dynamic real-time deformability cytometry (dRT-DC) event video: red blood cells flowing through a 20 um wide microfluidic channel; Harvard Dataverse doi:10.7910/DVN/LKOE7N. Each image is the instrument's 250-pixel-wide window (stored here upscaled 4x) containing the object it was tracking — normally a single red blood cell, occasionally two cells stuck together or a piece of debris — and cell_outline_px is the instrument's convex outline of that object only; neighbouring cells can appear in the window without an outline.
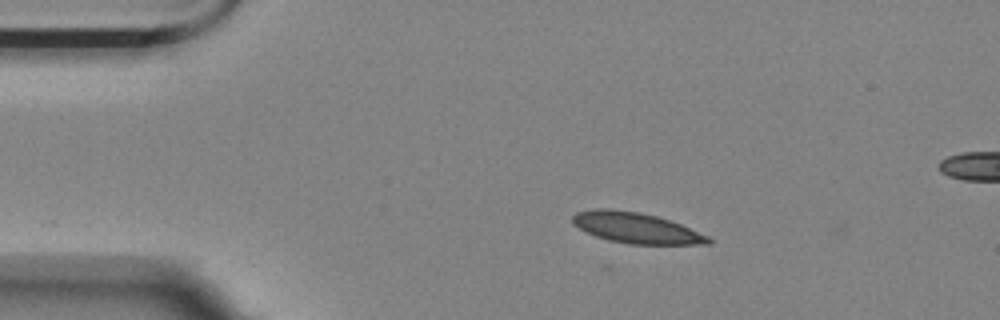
{"species": "Egyptian fruit bat (a non-hibernating species)", "species_latin": "Rousettus aegyptiacus", "temperature_condition": "room temperature", "stored_images_in_passage": 26, "camera_frame_rate_fps": 3000, "um_per_image_px": 0.085, "animal": {"sex": "female"}, "frame": {"image": 1, "passage_image": 1, "time_ms": 0.0, "image_size_px": [1000, 320], "cell_outline_px": [[712, 244], [628, 244], [608, 240], [596, 236], [572, 224], [572, 216], [576, 212], [592, 208], [608, 208], [640, 212], [656, 216], [680, 224], [708, 236], [712, 240]], "centroid_in_image_um": [54.04, 19.36], "position_along_channel_um": 31.0, "area_um2": 24.22}}
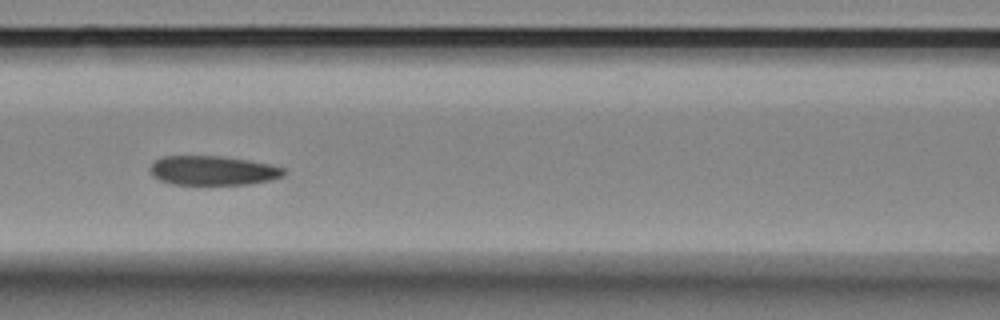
{"frame": {"image": 2, "passage_image": 15, "time_ms": 4.667, "image_size_px": [1000, 320], "cell_outline_px": [[288, 172], [284, 176], [272, 180], [248, 184], [172, 184], [160, 180], [152, 176], [148, 168], [156, 160], [164, 156], [220, 156], [248, 160], [268, 164], [284, 168]], "centroid_in_image_um": [18.11, 14.5], "position_along_channel_um": 148.5, "area_um2": 22.89}}
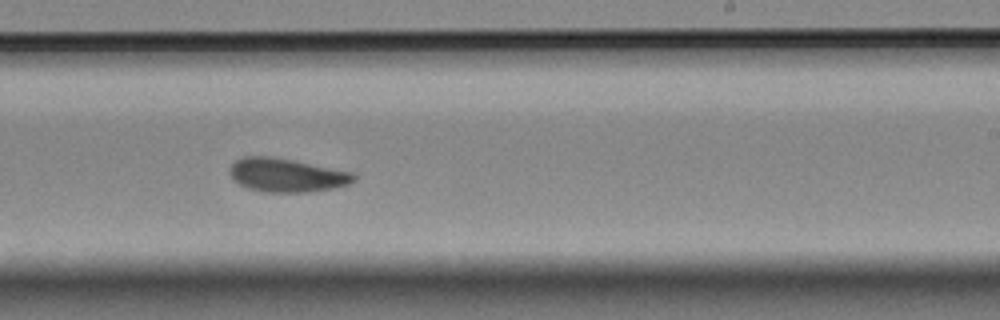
{"frame": {"image": 3, "passage_image": 25, "time_ms": 8.0, "image_size_px": [1000, 320], "cell_outline_px": [[356, 180], [348, 184], [332, 188], [308, 192], [264, 192], [248, 188], [232, 180], [228, 172], [228, 168], [236, 160], [244, 156], [268, 156], [292, 160], [352, 172], [356, 176]], "centroid_in_image_um": [24.32, 14.89], "position_along_channel_um": 264.7, "area_um2": 24.28}}